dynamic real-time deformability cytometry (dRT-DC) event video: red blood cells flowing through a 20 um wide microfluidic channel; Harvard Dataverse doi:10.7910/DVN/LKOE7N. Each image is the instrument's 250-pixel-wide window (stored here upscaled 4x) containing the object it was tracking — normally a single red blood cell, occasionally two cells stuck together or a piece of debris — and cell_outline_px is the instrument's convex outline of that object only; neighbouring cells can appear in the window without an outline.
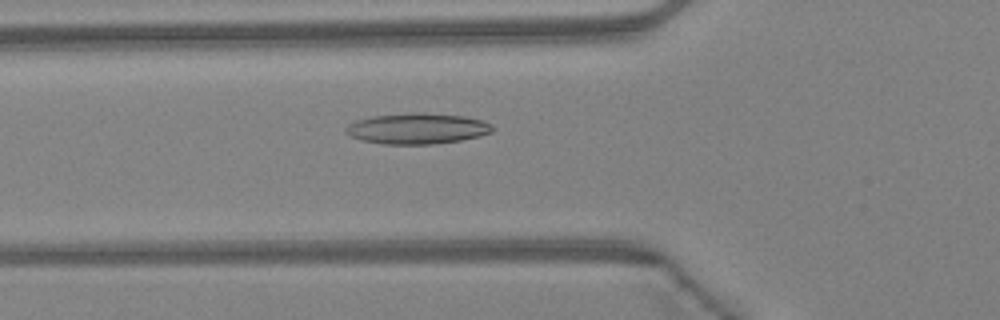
{"species": "Egyptian fruit bat (a non-hibernating species)", "species_latin": "Rousettus aegyptiacus", "temperature_condition": "warm", "stored_images_in_passage": 40, "camera_frame_rate_fps": 3000, "um_per_image_px": 0.085, "animal": {"sex": "female"}, "frame": {"image": 1, "passage_image": 10, "time_ms": 3.0, "image_size_px": [1000, 320], "cell_outline_px": [[496, 128], [492, 132], [480, 136], [460, 140], [432, 144], [384, 144], [364, 140], [352, 136], [344, 132], [344, 128], [348, 124], [356, 120], [372, 116], [412, 112], [420, 112], [464, 116], [480, 120], [492, 124]], "centroid_in_image_um": [35.48, 10.92], "position_along_channel_um": 90.3, "area_um2": 26.36}}
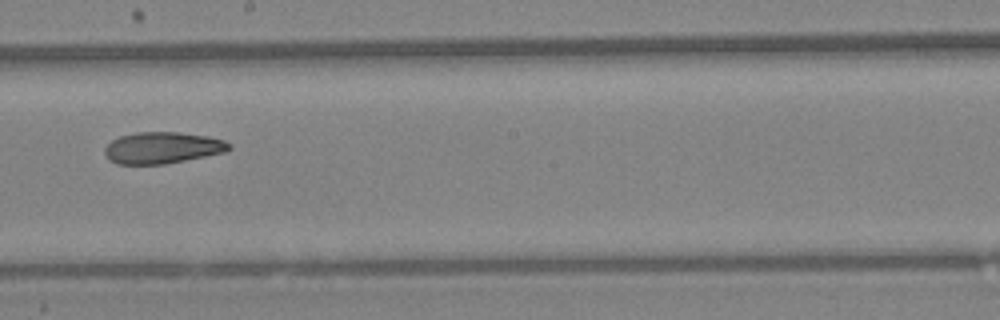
{"frame": {"image": 2, "passage_image": 20, "time_ms": 6.333, "image_size_px": [1000, 320], "cell_outline_px": [[232, 148], [224, 152], [164, 164], [116, 164], [108, 160], [104, 152], [104, 148], [112, 140], [120, 136], [136, 132], [176, 132], [208, 136], [224, 140], [232, 144]], "centroid_in_image_um": [13.78, 12.56], "position_along_channel_um": 234.4, "area_um2": 22.83}}
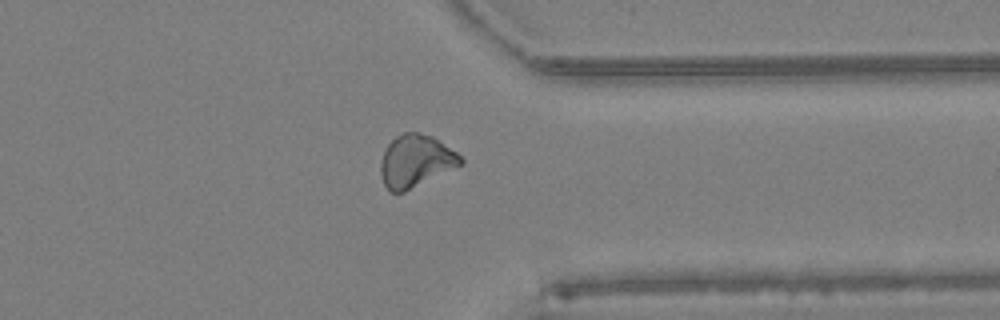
{"frame": {"image": 3, "passage_image": 30, "time_ms": 9.667, "image_size_px": [1000, 320], "cell_outline_px": [[464, 160], [460, 164], [404, 192], [388, 192], [384, 184], [380, 172], [380, 160], [388, 144], [396, 136], [404, 132], [420, 132], [432, 136], [456, 152]], "centroid_in_image_um": [35.28, 13.68], "position_along_channel_um": 376.1, "area_um2": 23.99}, "authors_computed_cell_mechanics": {"area_um2": 23.4668, "velocity_mm_per_s": 4.3422, "shape_relaxation_time_tau1_ms": null, "shape_relaxation_time_tau2_ms": 6.7926, "deformation_change_tau1": null, "deformation_change_tau2": 0.1712}}